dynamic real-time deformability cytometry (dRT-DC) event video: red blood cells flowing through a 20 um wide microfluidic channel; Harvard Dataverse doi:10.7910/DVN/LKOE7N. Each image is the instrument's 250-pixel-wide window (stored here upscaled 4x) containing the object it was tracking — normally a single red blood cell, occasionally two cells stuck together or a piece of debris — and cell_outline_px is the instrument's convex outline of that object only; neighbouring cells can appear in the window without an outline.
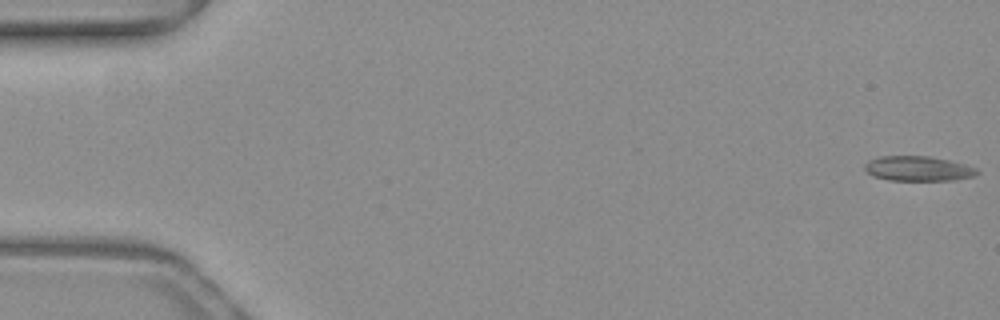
{"species": "common noctule bat (a hibernating species)", "species_latin": "Nyctalus noctula", "temperature_condition": "warm", "stored_images_in_passage": 52, "camera_frame_rate_fps": 3000, "um_per_image_px": 0.085, "animal": {"sex": "female", "body_mass_g": 19.3, "forearm_length_mm": 54.1}, "frame": {"image": 1, "passage_image": 1, "time_ms": 0.0, "image_size_px": [1000, 320], "cell_outline_px": [[980, 172], [972, 176], [952, 180], [888, 180], [872, 176], [864, 168], [864, 164], [868, 160], [880, 156], [928, 156], [948, 160], [964, 164], [976, 168]], "centroid_in_image_um": [77.99, 14.32], "position_along_channel_um": 7.0, "area_um2": 16.18}}
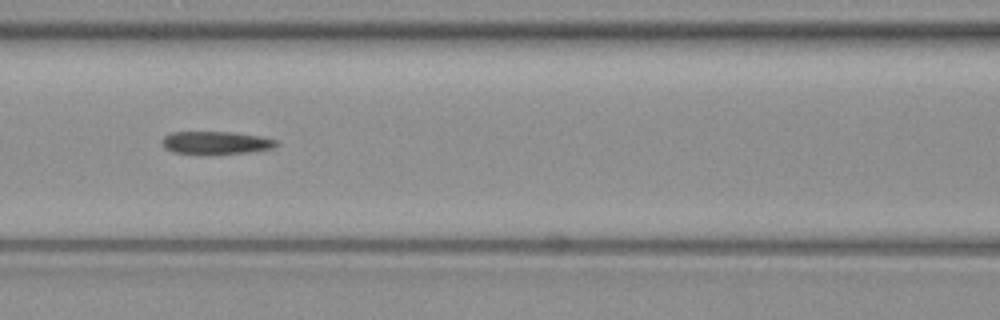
{"frame": {"image": 2, "passage_image": 23, "time_ms": 7.333, "image_size_px": [1000, 320], "cell_outline_px": [[280, 144], [276, 148], [252, 152], [212, 156], [200, 156], [172, 152], [164, 148], [160, 144], [160, 140], [164, 136], [172, 132], [232, 132], [260, 136], [276, 140]], "centroid_in_image_um": [18.33, 12.18], "position_along_channel_um": 148.3, "area_um2": 16.18}}
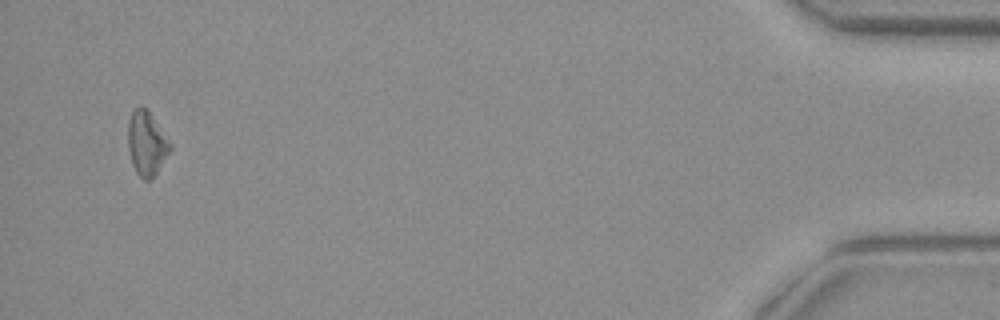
{"frame": {"image": 3, "passage_image": 50, "time_ms": 16.333, "image_size_px": [1000, 320], "cell_outline_px": [[172, 148], [152, 180], [144, 180], [136, 172], [132, 164], [128, 148], [128, 120], [132, 112], [140, 104], [148, 112], [172, 144]], "centroid_in_image_um": [12.45, 12.22], "position_along_channel_um": 422.7, "area_um2": 15.61}}